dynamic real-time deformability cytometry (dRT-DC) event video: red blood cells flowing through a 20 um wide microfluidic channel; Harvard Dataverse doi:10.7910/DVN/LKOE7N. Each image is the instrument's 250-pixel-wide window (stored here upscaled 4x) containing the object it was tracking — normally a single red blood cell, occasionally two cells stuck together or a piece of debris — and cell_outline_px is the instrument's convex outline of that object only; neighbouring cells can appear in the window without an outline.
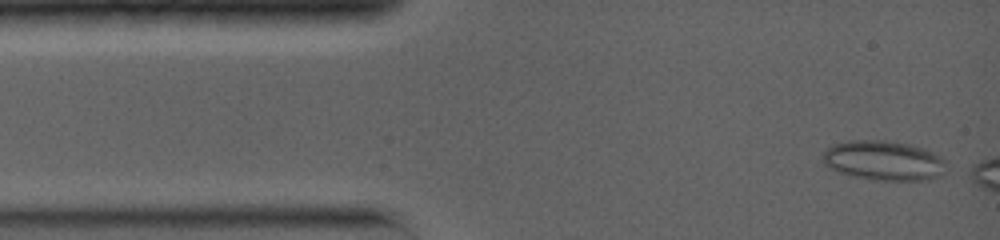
{"species": "common noctule bat (a hibernating species)", "species_latin": "Nyctalus noctula", "temperature_condition": "warm", "stored_images_in_passage": 4, "camera_frame_rate_fps": 5000, "um_per_image_px": 0.085, "animal": {"sex": "female", "body_mass_g": 19.0, "forearm_length_mm": 56.7}, "frame": {"image": 1, "passage_image": 1, "time_ms": 0.0, "image_size_px": [1000, 240], "cell_outline_px": [[944, 172], [928, 180], [880, 180], [852, 176], [840, 172], [824, 164], [824, 152], [832, 144], [848, 140], [884, 140], [908, 144], [924, 148], [940, 156], [944, 160]], "centroid_in_image_um": [75.1, 13.63], "position_along_channel_um": 9.9, "area_um2": 28.26}}